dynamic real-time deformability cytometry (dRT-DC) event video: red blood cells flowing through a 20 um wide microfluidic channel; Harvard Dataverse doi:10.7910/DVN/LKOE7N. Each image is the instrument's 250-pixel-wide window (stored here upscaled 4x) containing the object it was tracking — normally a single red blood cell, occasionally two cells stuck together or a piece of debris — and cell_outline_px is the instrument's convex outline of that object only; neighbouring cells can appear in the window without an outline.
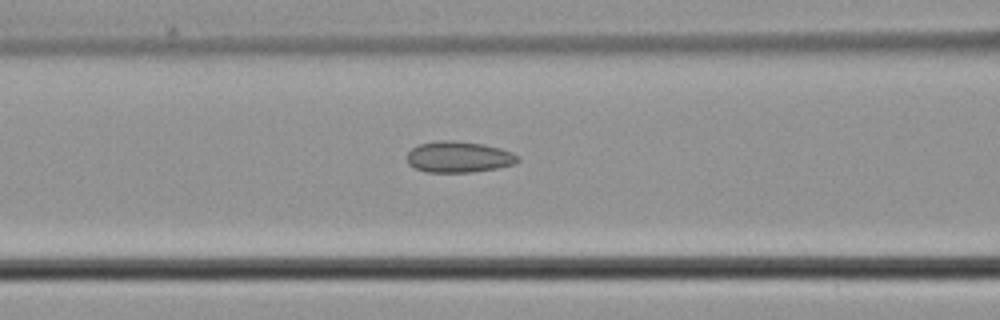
{"species": "common noctule bat (a hibernating species)", "species_latin": "Nyctalus noctula", "temperature_condition": "cold", "stored_images_in_passage": 13, "camera_frame_rate_fps": 3000, "um_per_image_px": 0.085, "animal": {"sex": "male", "body_mass_g": 21.5, "forearm_length_mm": 52.0}, "frame": {"image": 1, "passage_image": 6, "time_ms": 1.667, "image_size_px": [1000, 320], "cell_outline_px": [[520, 160], [516, 164], [496, 168], [472, 172], [428, 172], [416, 168], [408, 164], [408, 152], [412, 148], [420, 144], [440, 140], [452, 140], [484, 144], [500, 148], [512, 152], [520, 156]], "centroid_in_image_um": [39.04, 13.34], "position_along_channel_um": 127.6, "area_um2": 20.11}}
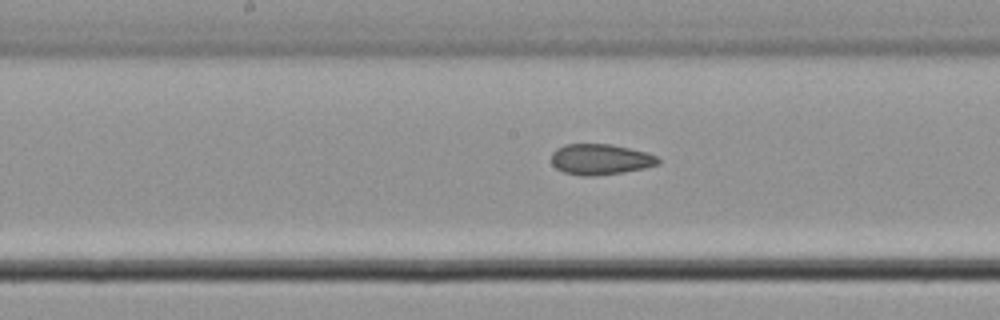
{"frame": {"image": 2, "passage_image": 11, "time_ms": 3.333, "image_size_px": [1000, 320], "cell_outline_px": [[660, 164], [644, 168], [624, 172], [596, 176], [580, 176], [564, 172], [556, 168], [552, 164], [552, 152], [556, 148], [564, 144], [612, 144], [648, 152], [656, 156], [660, 160]], "centroid_in_image_um": [51.04, 13.54], "position_along_channel_um": 197.2, "area_um2": 19.36}}